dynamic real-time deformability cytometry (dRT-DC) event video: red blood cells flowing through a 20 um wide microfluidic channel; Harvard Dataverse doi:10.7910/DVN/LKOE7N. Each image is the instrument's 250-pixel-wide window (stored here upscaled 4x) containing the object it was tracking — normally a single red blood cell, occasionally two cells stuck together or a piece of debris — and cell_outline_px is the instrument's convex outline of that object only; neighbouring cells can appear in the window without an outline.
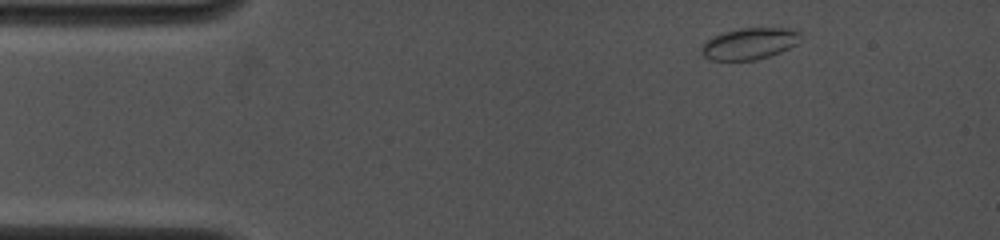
{"species": "common noctule bat (a hibernating species)", "species_latin": "Nyctalus noctula", "temperature_condition": "cold", "stored_images_in_passage": 26, "camera_frame_rate_fps": 4000, "um_per_image_px": 0.085, "animal": {"sex": "female", "body_mass_g": 19.0, "forearm_length_mm": 53.3}, "frame": {"image": 1, "passage_image": 1, "time_ms": 0.0, "image_size_px": [1000, 240], "cell_outline_px": [[800, 36], [796, 44], [780, 52], [756, 60], [712, 60], [704, 56], [700, 48], [712, 36], [724, 32], [740, 28], [792, 28], [800, 32]], "centroid_in_image_um": [63.7, 3.7], "position_along_channel_um": 21.3, "area_um2": 18.03}}
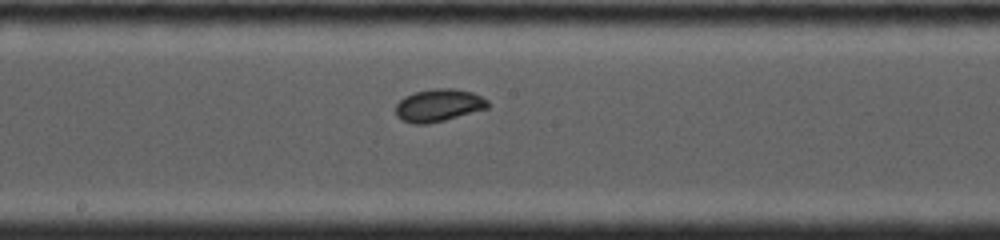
{"frame": {"image": 2, "passage_image": 15, "time_ms": 6.5, "image_size_px": [1000, 240], "cell_outline_px": [[488, 108], [444, 120], [428, 124], [412, 124], [400, 120], [396, 116], [396, 104], [404, 96], [416, 92], [432, 88], [452, 88], [472, 92], [488, 100]], "centroid_in_image_um": [37.24, 8.95], "position_along_channel_um": 211.0, "area_um2": 17.51}}
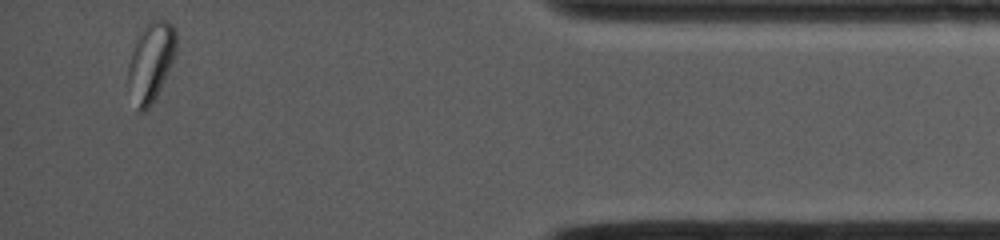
{"frame": {"image": 3, "passage_image": 26, "time_ms": 12.75, "image_size_px": [1000, 240], "cell_outline_px": [[176, 52], [156, 96], [152, 104], [144, 112], [140, 112], [136, 108], [128, 84], [128, 64], [132, 52], [148, 20], [168, 20], [172, 24], [176, 32]], "centroid_in_image_um": [12.83, 5.26], "position_along_channel_um": 422.4, "area_um2": 21.62}, "authors_computed_cell_mechanics": {"area_um2": 17.1955, "velocity_mm_per_s": 4.0252, "shape_relaxation_time_tau1_ms": 3.4917, "shape_relaxation_time_tau2_ms": null, "deformation_change_tau1": 0.075, "deformation_change_tau2": null}}